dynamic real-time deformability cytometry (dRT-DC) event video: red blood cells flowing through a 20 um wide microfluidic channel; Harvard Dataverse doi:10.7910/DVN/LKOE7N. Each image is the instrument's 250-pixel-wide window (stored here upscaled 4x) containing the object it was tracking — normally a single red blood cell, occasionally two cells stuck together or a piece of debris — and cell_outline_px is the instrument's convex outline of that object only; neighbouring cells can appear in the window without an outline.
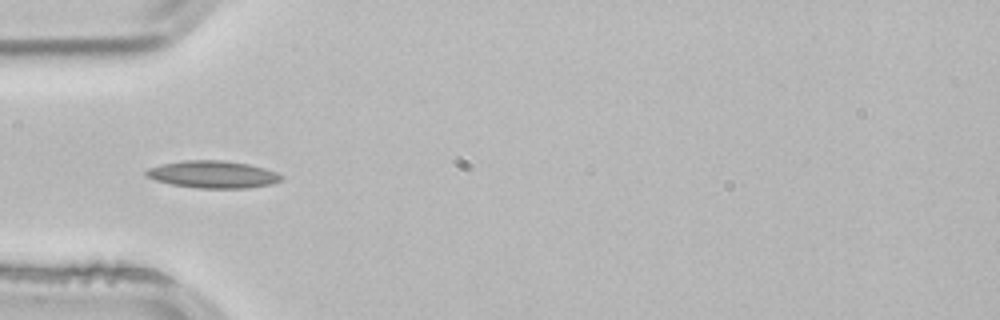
{"species": "common noctule bat (a hibernating species)", "species_latin": "Nyctalus noctula", "temperature_condition": "room temperature", "stored_images_in_passage": 4, "camera_frame_rate_fps": 3000, "um_per_image_px": 0.085, "animal": {"sex": "male", "body_mass_g": 21.5, "forearm_length_mm": 52.0}, "frame": {"image": 1, "passage_image": 4, "time_ms": 1.0, "image_size_px": [1000, 320], "cell_outline_px": [[284, 176], [280, 180], [272, 184], [248, 188], [200, 188], [172, 184], [156, 180], [144, 176], [144, 172], [148, 168], [160, 164], [184, 160], [220, 160], [248, 164], [264, 168], [276, 172]], "centroid_in_image_um": [18.07, 14.82], "position_along_channel_um": 66.9, "area_um2": 21.44}}